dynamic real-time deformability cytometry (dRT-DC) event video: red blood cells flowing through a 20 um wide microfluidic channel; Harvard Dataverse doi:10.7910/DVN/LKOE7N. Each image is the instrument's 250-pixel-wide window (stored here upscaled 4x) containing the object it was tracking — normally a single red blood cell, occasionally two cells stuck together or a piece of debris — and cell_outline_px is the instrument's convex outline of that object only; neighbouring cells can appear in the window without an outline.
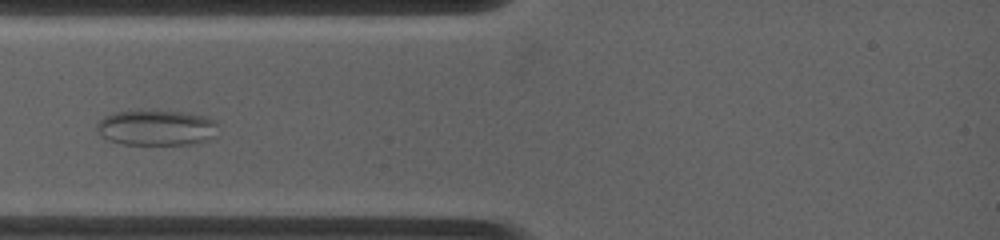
{"species": "common noctule bat (a hibernating species)", "species_latin": "Nyctalus noctula", "temperature_condition": "warm", "stored_images_in_passage": 5, "camera_frame_rate_fps": 4500, "um_per_image_px": 0.085, "animal": {"sex": "female", "body_mass_g": 19.0, "forearm_length_mm": 53.3}, "frame": {"image": 1, "passage_image": 4, "time_ms": 2.0, "image_size_px": [1000, 240], "cell_outline_px": [[216, 136], [208, 140], [192, 144], [124, 144], [108, 140], [100, 136], [96, 128], [96, 124], [104, 116], [112, 112], [140, 108], [180, 112], [208, 116], [216, 120]], "centroid_in_image_um": [13.26, 10.82], "position_along_channel_um": 71.7, "area_um2": 25.89}}